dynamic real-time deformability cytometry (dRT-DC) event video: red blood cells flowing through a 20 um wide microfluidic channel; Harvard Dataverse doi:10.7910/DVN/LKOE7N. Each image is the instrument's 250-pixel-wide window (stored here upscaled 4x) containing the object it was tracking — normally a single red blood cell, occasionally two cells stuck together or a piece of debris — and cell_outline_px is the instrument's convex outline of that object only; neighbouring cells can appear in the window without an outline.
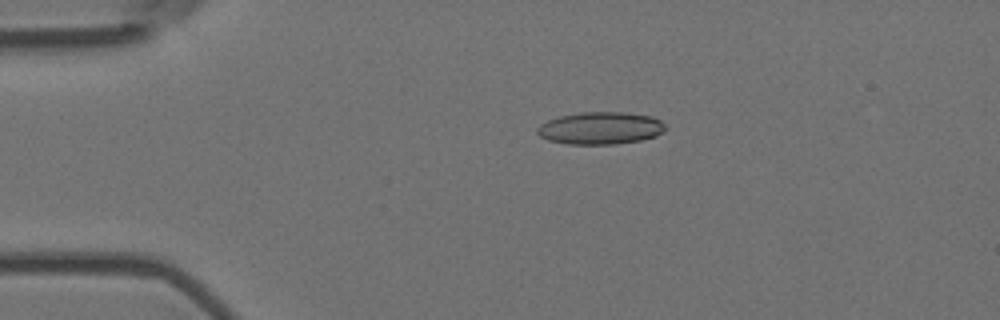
{"species": "Egyptian fruit bat (a non-hibernating species)", "species_latin": "Rousettus aegyptiacus", "temperature_condition": "room temperature", "stored_images_in_passage": 56, "camera_frame_rate_fps": 3000, "um_per_image_px": 0.085, "animal": {"sex": "female"}, "frame": {"image": 1, "passage_image": 12, "time_ms": 3.667, "image_size_px": [1000, 320], "cell_outline_px": [[664, 132], [656, 136], [640, 140], [616, 144], [568, 144], [548, 140], [540, 136], [536, 132], [536, 128], [540, 124], [548, 120], [560, 116], [580, 112], [624, 112], [652, 116], [660, 120], [664, 124]], "centroid_in_image_um": [51.03, 10.89], "position_along_channel_um": 34.0, "area_um2": 24.22}}
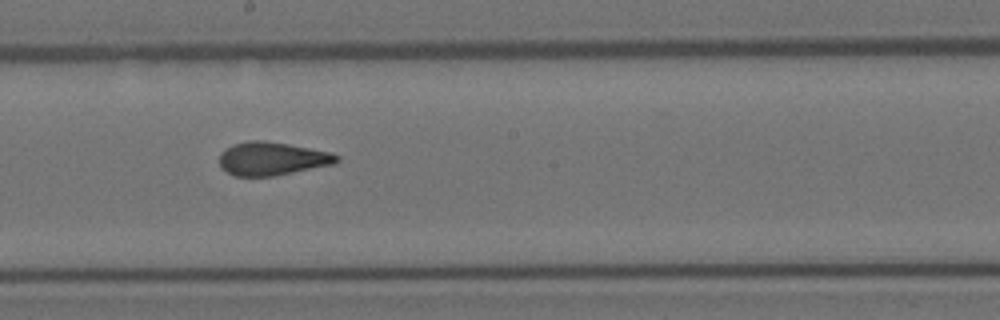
{"frame": {"image": 2, "passage_image": 31, "time_ms": 10.0, "image_size_px": [1000, 320], "cell_outline_px": [[340, 160], [336, 164], [272, 176], [236, 176], [220, 168], [220, 152], [232, 144], [248, 140], [264, 140], [288, 144], [332, 152], [340, 156]], "centroid_in_image_um": [23.14, 13.48], "position_along_channel_um": 225.1, "area_um2": 22.95}}
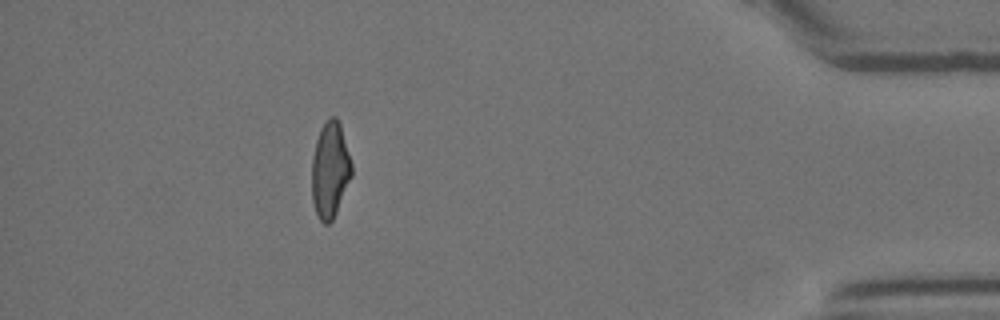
{"frame": {"image": 3, "passage_image": 50, "time_ms": 16.333, "image_size_px": [1000, 320], "cell_outline_px": [[352, 176], [336, 212], [332, 220], [328, 224], [324, 224], [320, 220], [316, 212], [312, 200], [312, 156], [316, 140], [320, 128], [332, 116], [336, 116], [340, 124], [352, 164]], "centroid_in_image_um": [28.05, 14.45], "position_along_channel_um": 407.1, "area_um2": 22.14}, "authors_computed_cell_mechanics": {"area_um2": 23.0333, "velocity_mm_per_s": 3.689, "shape_relaxation_time_tau1_ms": 9.4188, "shape_relaxation_time_tau2_ms": 1.4788, "deformation_change_tau1": 0.2349, "deformation_change_tau2": 0.0992}}